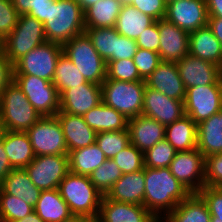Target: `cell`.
Segmentation results:
<instances>
[{
  "instance_id": "obj_57",
  "label": "cell",
  "mask_w": 222,
  "mask_h": 222,
  "mask_svg": "<svg viewBox=\"0 0 222 222\" xmlns=\"http://www.w3.org/2000/svg\"><path fill=\"white\" fill-rule=\"evenodd\" d=\"M63 222H96V220L86 216H73L71 219Z\"/></svg>"
},
{
  "instance_id": "obj_7",
  "label": "cell",
  "mask_w": 222,
  "mask_h": 222,
  "mask_svg": "<svg viewBox=\"0 0 222 222\" xmlns=\"http://www.w3.org/2000/svg\"><path fill=\"white\" fill-rule=\"evenodd\" d=\"M44 24L27 14L19 15L17 25L3 40V53L14 64L33 48L46 42Z\"/></svg>"
},
{
  "instance_id": "obj_15",
  "label": "cell",
  "mask_w": 222,
  "mask_h": 222,
  "mask_svg": "<svg viewBox=\"0 0 222 222\" xmlns=\"http://www.w3.org/2000/svg\"><path fill=\"white\" fill-rule=\"evenodd\" d=\"M176 65L185 89L201 85H222L221 68L210 61L187 54Z\"/></svg>"
},
{
  "instance_id": "obj_32",
  "label": "cell",
  "mask_w": 222,
  "mask_h": 222,
  "mask_svg": "<svg viewBox=\"0 0 222 222\" xmlns=\"http://www.w3.org/2000/svg\"><path fill=\"white\" fill-rule=\"evenodd\" d=\"M156 20L149 15L141 13L135 7L123 5L117 17L115 29L117 32L132 40H136L144 30Z\"/></svg>"
},
{
  "instance_id": "obj_61",
  "label": "cell",
  "mask_w": 222,
  "mask_h": 222,
  "mask_svg": "<svg viewBox=\"0 0 222 222\" xmlns=\"http://www.w3.org/2000/svg\"><path fill=\"white\" fill-rule=\"evenodd\" d=\"M1 132H2V127H1V120H0V134H1Z\"/></svg>"
},
{
  "instance_id": "obj_46",
  "label": "cell",
  "mask_w": 222,
  "mask_h": 222,
  "mask_svg": "<svg viewBox=\"0 0 222 222\" xmlns=\"http://www.w3.org/2000/svg\"><path fill=\"white\" fill-rule=\"evenodd\" d=\"M18 18L19 14L12 1L0 0V40L2 42L17 25Z\"/></svg>"
},
{
  "instance_id": "obj_53",
  "label": "cell",
  "mask_w": 222,
  "mask_h": 222,
  "mask_svg": "<svg viewBox=\"0 0 222 222\" xmlns=\"http://www.w3.org/2000/svg\"><path fill=\"white\" fill-rule=\"evenodd\" d=\"M208 27L211 29L214 36L222 44V18L219 17H208Z\"/></svg>"
},
{
  "instance_id": "obj_10",
  "label": "cell",
  "mask_w": 222,
  "mask_h": 222,
  "mask_svg": "<svg viewBox=\"0 0 222 222\" xmlns=\"http://www.w3.org/2000/svg\"><path fill=\"white\" fill-rule=\"evenodd\" d=\"M26 133L36 156L68 155L63 129L56 116H42Z\"/></svg>"
},
{
  "instance_id": "obj_29",
  "label": "cell",
  "mask_w": 222,
  "mask_h": 222,
  "mask_svg": "<svg viewBox=\"0 0 222 222\" xmlns=\"http://www.w3.org/2000/svg\"><path fill=\"white\" fill-rule=\"evenodd\" d=\"M0 189L33 207H35L41 193V190L34 185L24 168L10 171L0 183Z\"/></svg>"
},
{
  "instance_id": "obj_4",
  "label": "cell",
  "mask_w": 222,
  "mask_h": 222,
  "mask_svg": "<svg viewBox=\"0 0 222 222\" xmlns=\"http://www.w3.org/2000/svg\"><path fill=\"white\" fill-rule=\"evenodd\" d=\"M41 117L14 81L5 88L0 97L2 130L26 132Z\"/></svg>"
},
{
  "instance_id": "obj_55",
  "label": "cell",
  "mask_w": 222,
  "mask_h": 222,
  "mask_svg": "<svg viewBox=\"0 0 222 222\" xmlns=\"http://www.w3.org/2000/svg\"><path fill=\"white\" fill-rule=\"evenodd\" d=\"M10 222H44V221L37 215L35 211H33L23 219L13 220Z\"/></svg>"
},
{
  "instance_id": "obj_22",
  "label": "cell",
  "mask_w": 222,
  "mask_h": 222,
  "mask_svg": "<svg viewBox=\"0 0 222 222\" xmlns=\"http://www.w3.org/2000/svg\"><path fill=\"white\" fill-rule=\"evenodd\" d=\"M56 117L61 123L68 153L95 143L97 133L85 123L83 116L58 112Z\"/></svg>"
},
{
  "instance_id": "obj_18",
  "label": "cell",
  "mask_w": 222,
  "mask_h": 222,
  "mask_svg": "<svg viewBox=\"0 0 222 222\" xmlns=\"http://www.w3.org/2000/svg\"><path fill=\"white\" fill-rule=\"evenodd\" d=\"M159 55L162 61L178 62L189 54V33L165 18L158 20Z\"/></svg>"
},
{
  "instance_id": "obj_30",
  "label": "cell",
  "mask_w": 222,
  "mask_h": 222,
  "mask_svg": "<svg viewBox=\"0 0 222 222\" xmlns=\"http://www.w3.org/2000/svg\"><path fill=\"white\" fill-rule=\"evenodd\" d=\"M34 211L44 222H63L74 216L58 189L41 190Z\"/></svg>"
},
{
  "instance_id": "obj_58",
  "label": "cell",
  "mask_w": 222,
  "mask_h": 222,
  "mask_svg": "<svg viewBox=\"0 0 222 222\" xmlns=\"http://www.w3.org/2000/svg\"><path fill=\"white\" fill-rule=\"evenodd\" d=\"M123 5H129L131 3V0H120Z\"/></svg>"
},
{
  "instance_id": "obj_41",
  "label": "cell",
  "mask_w": 222,
  "mask_h": 222,
  "mask_svg": "<svg viewBox=\"0 0 222 222\" xmlns=\"http://www.w3.org/2000/svg\"><path fill=\"white\" fill-rule=\"evenodd\" d=\"M106 79L124 82L144 81L140 78L133 59L110 61L107 64Z\"/></svg>"
},
{
  "instance_id": "obj_43",
  "label": "cell",
  "mask_w": 222,
  "mask_h": 222,
  "mask_svg": "<svg viewBox=\"0 0 222 222\" xmlns=\"http://www.w3.org/2000/svg\"><path fill=\"white\" fill-rule=\"evenodd\" d=\"M19 15L27 14L43 24L48 20L50 4L56 0H11Z\"/></svg>"
},
{
  "instance_id": "obj_27",
  "label": "cell",
  "mask_w": 222,
  "mask_h": 222,
  "mask_svg": "<svg viewBox=\"0 0 222 222\" xmlns=\"http://www.w3.org/2000/svg\"><path fill=\"white\" fill-rule=\"evenodd\" d=\"M83 117L85 123L96 133L128 130V119L103 102L86 112Z\"/></svg>"
},
{
  "instance_id": "obj_36",
  "label": "cell",
  "mask_w": 222,
  "mask_h": 222,
  "mask_svg": "<svg viewBox=\"0 0 222 222\" xmlns=\"http://www.w3.org/2000/svg\"><path fill=\"white\" fill-rule=\"evenodd\" d=\"M84 32L105 61L115 53L116 29L114 27L85 28Z\"/></svg>"
},
{
  "instance_id": "obj_14",
  "label": "cell",
  "mask_w": 222,
  "mask_h": 222,
  "mask_svg": "<svg viewBox=\"0 0 222 222\" xmlns=\"http://www.w3.org/2000/svg\"><path fill=\"white\" fill-rule=\"evenodd\" d=\"M165 19L188 33L207 26L206 0H175L167 4Z\"/></svg>"
},
{
  "instance_id": "obj_6",
  "label": "cell",
  "mask_w": 222,
  "mask_h": 222,
  "mask_svg": "<svg viewBox=\"0 0 222 222\" xmlns=\"http://www.w3.org/2000/svg\"><path fill=\"white\" fill-rule=\"evenodd\" d=\"M63 53L79 69L86 81L101 85L106 79V61L93 47L84 32L62 46Z\"/></svg>"
},
{
  "instance_id": "obj_47",
  "label": "cell",
  "mask_w": 222,
  "mask_h": 222,
  "mask_svg": "<svg viewBox=\"0 0 222 222\" xmlns=\"http://www.w3.org/2000/svg\"><path fill=\"white\" fill-rule=\"evenodd\" d=\"M205 186L222 187V153L205 157Z\"/></svg>"
},
{
  "instance_id": "obj_20",
  "label": "cell",
  "mask_w": 222,
  "mask_h": 222,
  "mask_svg": "<svg viewBox=\"0 0 222 222\" xmlns=\"http://www.w3.org/2000/svg\"><path fill=\"white\" fill-rule=\"evenodd\" d=\"M145 85L158 90L167 97L184 102L186 89L179 76L176 62L161 61L145 80Z\"/></svg>"
},
{
  "instance_id": "obj_45",
  "label": "cell",
  "mask_w": 222,
  "mask_h": 222,
  "mask_svg": "<svg viewBox=\"0 0 222 222\" xmlns=\"http://www.w3.org/2000/svg\"><path fill=\"white\" fill-rule=\"evenodd\" d=\"M198 194L207 204L210 222H222V187L204 186Z\"/></svg>"
},
{
  "instance_id": "obj_21",
  "label": "cell",
  "mask_w": 222,
  "mask_h": 222,
  "mask_svg": "<svg viewBox=\"0 0 222 222\" xmlns=\"http://www.w3.org/2000/svg\"><path fill=\"white\" fill-rule=\"evenodd\" d=\"M127 129L130 143L143 153L165 139L166 126L143 114L128 119Z\"/></svg>"
},
{
  "instance_id": "obj_2",
  "label": "cell",
  "mask_w": 222,
  "mask_h": 222,
  "mask_svg": "<svg viewBox=\"0 0 222 222\" xmlns=\"http://www.w3.org/2000/svg\"><path fill=\"white\" fill-rule=\"evenodd\" d=\"M44 30L47 41L63 46L74 36L84 33V11L76 0H56L50 4Z\"/></svg>"
},
{
  "instance_id": "obj_25",
  "label": "cell",
  "mask_w": 222,
  "mask_h": 222,
  "mask_svg": "<svg viewBox=\"0 0 222 222\" xmlns=\"http://www.w3.org/2000/svg\"><path fill=\"white\" fill-rule=\"evenodd\" d=\"M3 146L14 169L27 167L36 157L26 132L3 130Z\"/></svg>"
},
{
  "instance_id": "obj_19",
  "label": "cell",
  "mask_w": 222,
  "mask_h": 222,
  "mask_svg": "<svg viewBox=\"0 0 222 222\" xmlns=\"http://www.w3.org/2000/svg\"><path fill=\"white\" fill-rule=\"evenodd\" d=\"M143 205L102 198L96 222H160Z\"/></svg>"
},
{
  "instance_id": "obj_52",
  "label": "cell",
  "mask_w": 222,
  "mask_h": 222,
  "mask_svg": "<svg viewBox=\"0 0 222 222\" xmlns=\"http://www.w3.org/2000/svg\"><path fill=\"white\" fill-rule=\"evenodd\" d=\"M14 168L10 165L7 154L3 146V130L0 134V183L6 178Z\"/></svg>"
},
{
  "instance_id": "obj_37",
  "label": "cell",
  "mask_w": 222,
  "mask_h": 222,
  "mask_svg": "<svg viewBox=\"0 0 222 222\" xmlns=\"http://www.w3.org/2000/svg\"><path fill=\"white\" fill-rule=\"evenodd\" d=\"M95 143L107 159H112L130 144L129 132L128 130L100 132L96 134Z\"/></svg>"
},
{
  "instance_id": "obj_11",
  "label": "cell",
  "mask_w": 222,
  "mask_h": 222,
  "mask_svg": "<svg viewBox=\"0 0 222 222\" xmlns=\"http://www.w3.org/2000/svg\"><path fill=\"white\" fill-rule=\"evenodd\" d=\"M34 185L40 190L58 189L69 171L68 155L36 156L24 168Z\"/></svg>"
},
{
  "instance_id": "obj_33",
  "label": "cell",
  "mask_w": 222,
  "mask_h": 222,
  "mask_svg": "<svg viewBox=\"0 0 222 222\" xmlns=\"http://www.w3.org/2000/svg\"><path fill=\"white\" fill-rule=\"evenodd\" d=\"M123 4L120 0H100L84 11L85 28L115 27Z\"/></svg>"
},
{
  "instance_id": "obj_1",
  "label": "cell",
  "mask_w": 222,
  "mask_h": 222,
  "mask_svg": "<svg viewBox=\"0 0 222 222\" xmlns=\"http://www.w3.org/2000/svg\"><path fill=\"white\" fill-rule=\"evenodd\" d=\"M144 207L159 220L173 211L191 192L172 174L169 167H144ZM163 211V213H161ZM166 213V214H165Z\"/></svg>"
},
{
  "instance_id": "obj_34",
  "label": "cell",
  "mask_w": 222,
  "mask_h": 222,
  "mask_svg": "<svg viewBox=\"0 0 222 222\" xmlns=\"http://www.w3.org/2000/svg\"><path fill=\"white\" fill-rule=\"evenodd\" d=\"M69 171L77 175L90 176L107 158L96 143L72 150L68 153Z\"/></svg>"
},
{
  "instance_id": "obj_42",
  "label": "cell",
  "mask_w": 222,
  "mask_h": 222,
  "mask_svg": "<svg viewBox=\"0 0 222 222\" xmlns=\"http://www.w3.org/2000/svg\"><path fill=\"white\" fill-rule=\"evenodd\" d=\"M122 174L144 169V153L131 143L112 158Z\"/></svg>"
},
{
  "instance_id": "obj_16",
  "label": "cell",
  "mask_w": 222,
  "mask_h": 222,
  "mask_svg": "<svg viewBox=\"0 0 222 222\" xmlns=\"http://www.w3.org/2000/svg\"><path fill=\"white\" fill-rule=\"evenodd\" d=\"M142 114L167 126L185 115L184 103L146 86Z\"/></svg>"
},
{
  "instance_id": "obj_12",
  "label": "cell",
  "mask_w": 222,
  "mask_h": 222,
  "mask_svg": "<svg viewBox=\"0 0 222 222\" xmlns=\"http://www.w3.org/2000/svg\"><path fill=\"white\" fill-rule=\"evenodd\" d=\"M183 103L185 115L199 124L222 109V85L188 88Z\"/></svg>"
},
{
  "instance_id": "obj_13",
  "label": "cell",
  "mask_w": 222,
  "mask_h": 222,
  "mask_svg": "<svg viewBox=\"0 0 222 222\" xmlns=\"http://www.w3.org/2000/svg\"><path fill=\"white\" fill-rule=\"evenodd\" d=\"M169 168L191 193H198L205 186V157L197 148L177 152Z\"/></svg>"
},
{
  "instance_id": "obj_31",
  "label": "cell",
  "mask_w": 222,
  "mask_h": 222,
  "mask_svg": "<svg viewBox=\"0 0 222 222\" xmlns=\"http://www.w3.org/2000/svg\"><path fill=\"white\" fill-rule=\"evenodd\" d=\"M197 124L184 115L166 126L165 139L177 152L190 151L197 148Z\"/></svg>"
},
{
  "instance_id": "obj_44",
  "label": "cell",
  "mask_w": 222,
  "mask_h": 222,
  "mask_svg": "<svg viewBox=\"0 0 222 222\" xmlns=\"http://www.w3.org/2000/svg\"><path fill=\"white\" fill-rule=\"evenodd\" d=\"M140 78L146 80L162 61L158 52L137 48L133 57Z\"/></svg>"
},
{
  "instance_id": "obj_23",
  "label": "cell",
  "mask_w": 222,
  "mask_h": 222,
  "mask_svg": "<svg viewBox=\"0 0 222 222\" xmlns=\"http://www.w3.org/2000/svg\"><path fill=\"white\" fill-rule=\"evenodd\" d=\"M105 196L113 201L144 206V169L122 174Z\"/></svg>"
},
{
  "instance_id": "obj_50",
  "label": "cell",
  "mask_w": 222,
  "mask_h": 222,
  "mask_svg": "<svg viewBox=\"0 0 222 222\" xmlns=\"http://www.w3.org/2000/svg\"><path fill=\"white\" fill-rule=\"evenodd\" d=\"M138 48L158 52L160 44V33L158 30V21L148 26L142 34L136 39Z\"/></svg>"
},
{
  "instance_id": "obj_38",
  "label": "cell",
  "mask_w": 222,
  "mask_h": 222,
  "mask_svg": "<svg viewBox=\"0 0 222 222\" xmlns=\"http://www.w3.org/2000/svg\"><path fill=\"white\" fill-rule=\"evenodd\" d=\"M121 176L122 172L116 163L112 159H107L89 177L95 188L106 195Z\"/></svg>"
},
{
  "instance_id": "obj_17",
  "label": "cell",
  "mask_w": 222,
  "mask_h": 222,
  "mask_svg": "<svg viewBox=\"0 0 222 222\" xmlns=\"http://www.w3.org/2000/svg\"><path fill=\"white\" fill-rule=\"evenodd\" d=\"M102 102L101 85L86 82L64 90L60 94V111L72 115L84 116L86 112Z\"/></svg>"
},
{
  "instance_id": "obj_8",
  "label": "cell",
  "mask_w": 222,
  "mask_h": 222,
  "mask_svg": "<svg viewBox=\"0 0 222 222\" xmlns=\"http://www.w3.org/2000/svg\"><path fill=\"white\" fill-rule=\"evenodd\" d=\"M62 53V45L46 41L13 64L14 75H33L52 82Z\"/></svg>"
},
{
  "instance_id": "obj_54",
  "label": "cell",
  "mask_w": 222,
  "mask_h": 222,
  "mask_svg": "<svg viewBox=\"0 0 222 222\" xmlns=\"http://www.w3.org/2000/svg\"><path fill=\"white\" fill-rule=\"evenodd\" d=\"M208 17L222 18V0H206Z\"/></svg>"
},
{
  "instance_id": "obj_51",
  "label": "cell",
  "mask_w": 222,
  "mask_h": 222,
  "mask_svg": "<svg viewBox=\"0 0 222 222\" xmlns=\"http://www.w3.org/2000/svg\"><path fill=\"white\" fill-rule=\"evenodd\" d=\"M14 68L11 61L2 52L0 54V97L5 88L13 82Z\"/></svg>"
},
{
  "instance_id": "obj_39",
  "label": "cell",
  "mask_w": 222,
  "mask_h": 222,
  "mask_svg": "<svg viewBox=\"0 0 222 222\" xmlns=\"http://www.w3.org/2000/svg\"><path fill=\"white\" fill-rule=\"evenodd\" d=\"M33 211V206L16 196L4 193L0 189V213L3 222L23 219Z\"/></svg>"
},
{
  "instance_id": "obj_56",
  "label": "cell",
  "mask_w": 222,
  "mask_h": 222,
  "mask_svg": "<svg viewBox=\"0 0 222 222\" xmlns=\"http://www.w3.org/2000/svg\"><path fill=\"white\" fill-rule=\"evenodd\" d=\"M77 3L80 5L83 11L94 5L96 2L100 0H76Z\"/></svg>"
},
{
  "instance_id": "obj_62",
  "label": "cell",
  "mask_w": 222,
  "mask_h": 222,
  "mask_svg": "<svg viewBox=\"0 0 222 222\" xmlns=\"http://www.w3.org/2000/svg\"><path fill=\"white\" fill-rule=\"evenodd\" d=\"M0 222H3V220H2V216H1V213H0Z\"/></svg>"
},
{
  "instance_id": "obj_40",
  "label": "cell",
  "mask_w": 222,
  "mask_h": 222,
  "mask_svg": "<svg viewBox=\"0 0 222 222\" xmlns=\"http://www.w3.org/2000/svg\"><path fill=\"white\" fill-rule=\"evenodd\" d=\"M176 153L175 148L166 139H163L144 153V167H169Z\"/></svg>"
},
{
  "instance_id": "obj_3",
  "label": "cell",
  "mask_w": 222,
  "mask_h": 222,
  "mask_svg": "<svg viewBox=\"0 0 222 222\" xmlns=\"http://www.w3.org/2000/svg\"><path fill=\"white\" fill-rule=\"evenodd\" d=\"M58 190L74 216L97 219L104 195L95 188L89 176L69 172L59 183Z\"/></svg>"
},
{
  "instance_id": "obj_60",
  "label": "cell",
  "mask_w": 222,
  "mask_h": 222,
  "mask_svg": "<svg viewBox=\"0 0 222 222\" xmlns=\"http://www.w3.org/2000/svg\"><path fill=\"white\" fill-rule=\"evenodd\" d=\"M166 4L172 2V1H175V0H164Z\"/></svg>"
},
{
  "instance_id": "obj_9",
  "label": "cell",
  "mask_w": 222,
  "mask_h": 222,
  "mask_svg": "<svg viewBox=\"0 0 222 222\" xmlns=\"http://www.w3.org/2000/svg\"><path fill=\"white\" fill-rule=\"evenodd\" d=\"M13 81L41 116L60 111V95L52 82L33 75H14Z\"/></svg>"
},
{
  "instance_id": "obj_28",
  "label": "cell",
  "mask_w": 222,
  "mask_h": 222,
  "mask_svg": "<svg viewBox=\"0 0 222 222\" xmlns=\"http://www.w3.org/2000/svg\"><path fill=\"white\" fill-rule=\"evenodd\" d=\"M163 220V221H162ZM165 220V221H164ZM206 202L198 193H191L176 208L163 216L160 222H210Z\"/></svg>"
},
{
  "instance_id": "obj_59",
  "label": "cell",
  "mask_w": 222,
  "mask_h": 222,
  "mask_svg": "<svg viewBox=\"0 0 222 222\" xmlns=\"http://www.w3.org/2000/svg\"><path fill=\"white\" fill-rule=\"evenodd\" d=\"M3 52V44L2 41L0 40V54Z\"/></svg>"
},
{
  "instance_id": "obj_48",
  "label": "cell",
  "mask_w": 222,
  "mask_h": 222,
  "mask_svg": "<svg viewBox=\"0 0 222 222\" xmlns=\"http://www.w3.org/2000/svg\"><path fill=\"white\" fill-rule=\"evenodd\" d=\"M130 5L156 21L164 19L166 15L167 4L164 0H131Z\"/></svg>"
},
{
  "instance_id": "obj_49",
  "label": "cell",
  "mask_w": 222,
  "mask_h": 222,
  "mask_svg": "<svg viewBox=\"0 0 222 222\" xmlns=\"http://www.w3.org/2000/svg\"><path fill=\"white\" fill-rule=\"evenodd\" d=\"M136 40H132L119 34L116 30V46L115 53L106 61V65L110 61L121 59H133L137 50Z\"/></svg>"
},
{
  "instance_id": "obj_26",
  "label": "cell",
  "mask_w": 222,
  "mask_h": 222,
  "mask_svg": "<svg viewBox=\"0 0 222 222\" xmlns=\"http://www.w3.org/2000/svg\"><path fill=\"white\" fill-rule=\"evenodd\" d=\"M197 149L208 157L222 153V109L197 124Z\"/></svg>"
},
{
  "instance_id": "obj_24",
  "label": "cell",
  "mask_w": 222,
  "mask_h": 222,
  "mask_svg": "<svg viewBox=\"0 0 222 222\" xmlns=\"http://www.w3.org/2000/svg\"><path fill=\"white\" fill-rule=\"evenodd\" d=\"M189 54L222 67V44L208 25L189 33Z\"/></svg>"
},
{
  "instance_id": "obj_5",
  "label": "cell",
  "mask_w": 222,
  "mask_h": 222,
  "mask_svg": "<svg viewBox=\"0 0 222 222\" xmlns=\"http://www.w3.org/2000/svg\"><path fill=\"white\" fill-rule=\"evenodd\" d=\"M145 81L124 82L105 79L101 84L102 102L127 119L142 115Z\"/></svg>"
},
{
  "instance_id": "obj_35",
  "label": "cell",
  "mask_w": 222,
  "mask_h": 222,
  "mask_svg": "<svg viewBox=\"0 0 222 222\" xmlns=\"http://www.w3.org/2000/svg\"><path fill=\"white\" fill-rule=\"evenodd\" d=\"M87 81L80 73L79 69L66 57L64 53L58 58L55 75L52 83L58 90L59 95L69 88L80 86Z\"/></svg>"
}]
</instances>
